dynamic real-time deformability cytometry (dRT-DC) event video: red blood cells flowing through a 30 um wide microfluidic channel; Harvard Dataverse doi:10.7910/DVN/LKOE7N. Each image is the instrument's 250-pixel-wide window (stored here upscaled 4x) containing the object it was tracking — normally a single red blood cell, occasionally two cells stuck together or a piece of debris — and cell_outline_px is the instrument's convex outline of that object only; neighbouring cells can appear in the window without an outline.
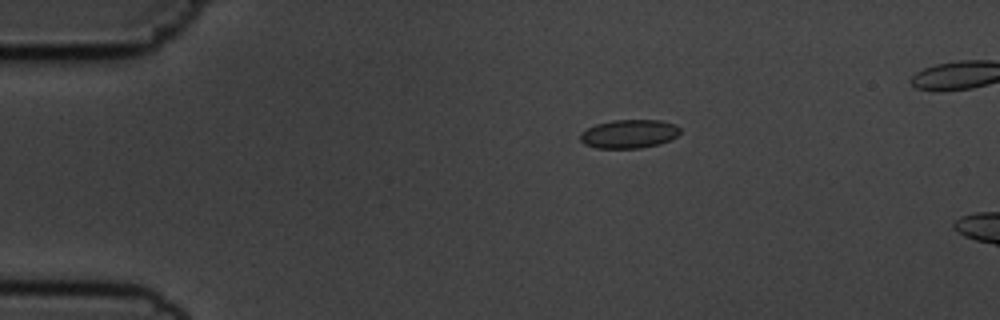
{"species": "common noctule bat (a hibernating species)", "species_latin": "Nyctalus noctula", "temperature_condition": "cold", "stored_images_in_passage": 18, "camera_frame_rate_fps": 3000, "um_per_image_px": 0.085, "animal": {"sex": "male", "body_mass_g": 19.5, "forearm_length_mm": 54.6}, "frame": {"image": 1, "passage_image": 11, "time_ms": 3.333, "image_size_px": [1000, 320], "cell_outline_px": [[680, 132], [676, 136], [660, 144], [640, 148], [596, 148], [584, 144], [580, 140], [580, 132], [596, 124], [612, 120], [660, 120], [676, 124], [680, 128]], "centroid_in_image_um": [53.46, 11.38], "position_along_channel_um": 31.5, "area_um2": 16.7}}